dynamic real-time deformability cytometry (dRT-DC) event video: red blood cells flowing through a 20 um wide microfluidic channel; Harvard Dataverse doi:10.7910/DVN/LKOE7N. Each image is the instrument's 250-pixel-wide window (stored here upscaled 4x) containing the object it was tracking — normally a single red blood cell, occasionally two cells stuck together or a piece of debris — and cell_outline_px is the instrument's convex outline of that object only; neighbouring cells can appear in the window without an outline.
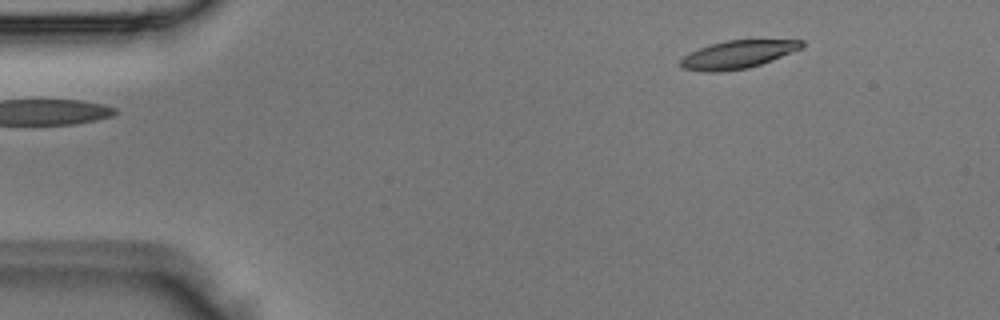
{"species": "Egyptian fruit bat (a non-hibernating species)", "species_latin": "Rousettus aegyptiacus", "temperature_condition": "room temperature", "stored_images_in_passage": 4, "camera_frame_rate_fps": 3000, "um_per_image_px": 0.085, "animal": {"sex": "male"}, "frame": {"image": 1, "passage_image": 1, "time_ms": 0.0, "image_size_px": [1000, 320], "cell_outline_px": [[804, 48], [772, 60], [748, 68], [720, 72], [704, 72], [684, 68], [680, 64], [680, 60], [684, 56], [700, 48], [712, 44], [728, 40], [804, 40]], "centroid_in_image_um": [62.75, 4.63], "position_along_channel_um": 22.2, "area_um2": 19.59}}
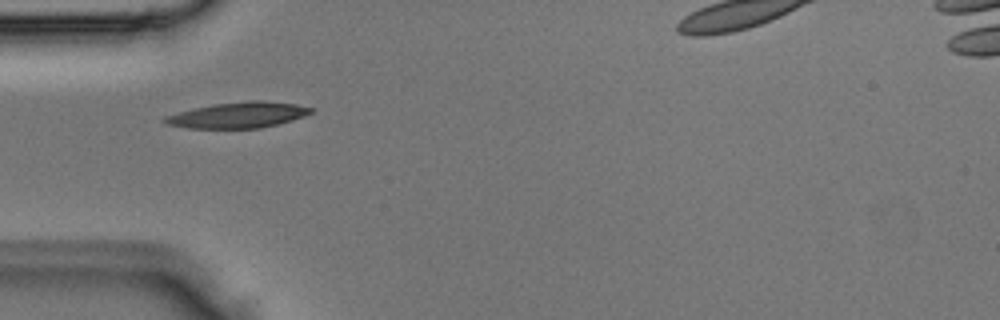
{"frame": {"image": 2, "passage_image": 3, "time_ms": 0.667, "image_size_px": [1000, 320], "cell_outline_px": [[312, 112], [304, 116], [292, 120], [260, 128], [188, 128], [164, 124], [160, 120], [164, 116], [196, 108], [216, 104], [248, 100], [264, 100], [296, 104], [312, 108]], "centroid_in_image_um": [20.22, 9.78], "position_along_channel_um": 64.8, "area_um2": 21.85}}